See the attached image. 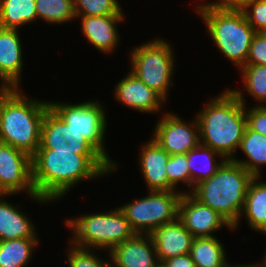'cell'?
Here are the masks:
<instances>
[{"label": "cell", "instance_id": "18", "mask_svg": "<svg viewBox=\"0 0 266 267\" xmlns=\"http://www.w3.org/2000/svg\"><path fill=\"white\" fill-rule=\"evenodd\" d=\"M150 236L161 263L172 257L189 254L194 239L178 218L156 228Z\"/></svg>", "mask_w": 266, "mask_h": 267}, {"label": "cell", "instance_id": "24", "mask_svg": "<svg viewBox=\"0 0 266 267\" xmlns=\"http://www.w3.org/2000/svg\"><path fill=\"white\" fill-rule=\"evenodd\" d=\"M223 245L215 236L194 238L189 254L195 267H225L228 260Z\"/></svg>", "mask_w": 266, "mask_h": 267}, {"label": "cell", "instance_id": "41", "mask_svg": "<svg viewBox=\"0 0 266 267\" xmlns=\"http://www.w3.org/2000/svg\"><path fill=\"white\" fill-rule=\"evenodd\" d=\"M251 267H258V266L256 265V263H254V264H251Z\"/></svg>", "mask_w": 266, "mask_h": 267}, {"label": "cell", "instance_id": "39", "mask_svg": "<svg viewBox=\"0 0 266 267\" xmlns=\"http://www.w3.org/2000/svg\"><path fill=\"white\" fill-rule=\"evenodd\" d=\"M225 267H251V264H241L232 266V264L228 263Z\"/></svg>", "mask_w": 266, "mask_h": 267}, {"label": "cell", "instance_id": "20", "mask_svg": "<svg viewBox=\"0 0 266 267\" xmlns=\"http://www.w3.org/2000/svg\"><path fill=\"white\" fill-rule=\"evenodd\" d=\"M11 195L17 194L0 193V241L37 238L34 222L32 224L29 216L21 212V206L6 201L5 197Z\"/></svg>", "mask_w": 266, "mask_h": 267}, {"label": "cell", "instance_id": "19", "mask_svg": "<svg viewBox=\"0 0 266 267\" xmlns=\"http://www.w3.org/2000/svg\"><path fill=\"white\" fill-rule=\"evenodd\" d=\"M139 152L140 172L148 191H168L166 166L170 155L153 138Z\"/></svg>", "mask_w": 266, "mask_h": 267}, {"label": "cell", "instance_id": "5", "mask_svg": "<svg viewBox=\"0 0 266 267\" xmlns=\"http://www.w3.org/2000/svg\"><path fill=\"white\" fill-rule=\"evenodd\" d=\"M194 8L206 24L207 32L219 52L238 70L245 66L256 31L248 24L241 9L219 8L200 2Z\"/></svg>", "mask_w": 266, "mask_h": 267}, {"label": "cell", "instance_id": "27", "mask_svg": "<svg viewBox=\"0 0 266 267\" xmlns=\"http://www.w3.org/2000/svg\"><path fill=\"white\" fill-rule=\"evenodd\" d=\"M38 19L47 24H65L76 19L74 0H35Z\"/></svg>", "mask_w": 266, "mask_h": 267}, {"label": "cell", "instance_id": "11", "mask_svg": "<svg viewBox=\"0 0 266 267\" xmlns=\"http://www.w3.org/2000/svg\"><path fill=\"white\" fill-rule=\"evenodd\" d=\"M152 138L169 154H187L199 143V126L194 116L192 122L184 121L176 113H161Z\"/></svg>", "mask_w": 266, "mask_h": 267}, {"label": "cell", "instance_id": "15", "mask_svg": "<svg viewBox=\"0 0 266 267\" xmlns=\"http://www.w3.org/2000/svg\"><path fill=\"white\" fill-rule=\"evenodd\" d=\"M108 257L112 267H155L159 263L150 234H136L115 246Z\"/></svg>", "mask_w": 266, "mask_h": 267}, {"label": "cell", "instance_id": "25", "mask_svg": "<svg viewBox=\"0 0 266 267\" xmlns=\"http://www.w3.org/2000/svg\"><path fill=\"white\" fill-rule=\"evenodd\" d=\"M37 19L35 0H0V27L19 29Z\"/></svg>", "mask_w": 266, "mask_h": 267}, {"label": "cell", "instance_id": "33", "mask_svg": "<svg viewBox=\"0 0 266 267\" xmlns=\"http://www.w3.org/2000/svg\"><path fill=\"white\" fill-rule=\"evenodd\" d=\"M245 65H266V32H256Z\"/></svg>", "mask_w": 266, "mask_h": 267}, {"label": "cell", "instance_id": "21", "mask_svg": "<svg viewBox=\"0 0 266 267\" xmlns=\"http://www.w3.org/2000/svg\"><path fill=\"white\" fill-rule=\"evenodd\" d=\"M219 159V163L218 158ZM217 158V159H216ZM227 159L210 147L199 143L194 149L187 153V162L191 177V189L213 176Z\"/></svg>", "mask_w": 266, "mask_h": 267}, {"label": "cell", "instance_id": "6", "mask_svg": "<svg viewBox=\"0 0 266 267\" xmlns=\"http://www.w3.org/2000/svg\"><path fill=\"white\" fill-rule=\"evenodd\" d=\"M64 221L72 230L70 243L83 249H104L109 253L115 246L136 235L119 207Z\"/></svg>", "mask_w": 266, "mask_h": 267}, {"label": "cell", "instance_id": "9", "mask_svg": "<svg viewBox=\"0 0 266 267\" xmlns=\"http://www.w3.org/2000/svg\"><path fill=\"white\" fill-rule=\"evenodd\" d=\"M49 106L67 125L81 133L116 168L114 170H117V162H114L109 157L104 146L107 131V114L106 109L98 100H89L77 104L49 101Z\"/></svg>", "mask_w": 266, "mask_h": 267}, {"label": "cell", "instance_id": "36", "mask_svg": "<svg viewBox=\"0 0 266 267\" xmlns=\"http://www.w3.org/2000/svg\"><path fill=\"white\" fill-rule=\"evenodd\" d=\"M254 0H215V2H208L212 6L219 8H234L241 9L246 3Z\"/></svg>", "mask_w": 266, "mask_h": 267}, {"label": "cell", "instance_id": "16", "mask_svg": "<svg viewBox=\"0 0 266 267\" xmlns=\"http://www.w3.org/2000/svg\"><path fill=\"white\" fill-rule=\"evenodd\" d=\"M19 29L0 27V83L20 88L23 46Z\"/></svg>", "mask_w": 266, "mask_h": 267}, {"label": "cell", "instance_id": "17", "mask_svg": "<svg viewBox=\"0 0 266 267\" xmlns=\"http://www.w3.org/2000/svg\"><path fill=\"white\" fill-rule=\"evenodd\" d=\"M78 18L81 19L85 38L99 52L109 54L120 45L117 26L124 21L125 15L76 16V19Z\"/></svg>", "mask_w": 266, "mask_h": 267}, {"label": "cell", "instance_id": "37", "mask_svg": "<svg viewBox=\"0 0 266 267\" xmlns=\"http://www.w3.org/2000/svg\"><path fill=\"white\" fill-rule=\"evenodd\" d=\"M0 85H1L0 86V109H1L3 102L5 101L7 96L15 89V87L7 83H1Z\"/></svg>", "mask_w": 266, "mask_h": 267}, {"label": "cell", "instance_id": "26", "mask_svg": "<svg viewBox=\"0 0 266 267\" xmlns=\"http://www.w3.org/2000/svg\"><path fill=\"white\" fill-rule=\"evenodd\" d=\"M39 242L38 238L0 241V267H26Z\"/></svg>", "mask_w": 266, "mask_h": 267}, {"label": "cell", "instance_id": "40", "mask_svg": "<svg viewBox=\"0 0 266 267\" xmlns=\"http://www.w3.org/2000/svg\"><path fill=\"white\" fill-rule=\"evenodd\" d=\"M155 267H165L163 263L159 262Z\"/></svg>", "mask_w": 266, "mask_h": 267}, {"label": "cell", "instance_id": "34", "mask_svg": "<svg viewBox=\"0 0 266 267\" xmlns=\"http://www.w3.org/2000/svg\"><path fill=\"white\" fill-rule=\"evenodd\" d=\"M247 126L266 137V106L254 105L245 107Z\"/></svg>", "mask_w": 266, "mask_h": 267}, {"label": "cell", "instance_id": "22", "mask_svg": "<svg viewBox=\"0 0 266 267\" xmlns=\"http://www.w3.org/2000/svg\"><path fill=\"white\" fill-rule=\"evenodd\" d=\"M260 178L254 177L248 186L241 217L245 215L250 228L266 235V181Z\"/></svg>", "mask_w": 266, "mask_h": 267}, {"label": "cell", "instance_id": "12", "mask_svg": "<svg viewBox=\"0 0 266 267\" xmlns=\"http://www.w3.org/2000/svg\"><path fill=\"white\" fill-rule=\"evenodd\" d=\"M38 149L74 152L76 154H100L81 133L67 125L51 108L41 126V141Z\"/></svg>", "mask_w": 266, "mask_h": 267}, {"label": "cell", "instance_id": "2", "mask_svg": "<svg viewBox=\"0 0 266 267\" xmlns=\"http://www.w3.org/2000/svg\"><path fill=\"white\" fill-rule=\"evenodd\" d=\"M242 89H225L196 113L199 140L204 146L232 159L247 126L246 100Z\"/></svg>", "mask_w": 266, "mask_h": 267}, {"label": "cell", "instance_id": "4", "mask_svg": "<svg viewBox=\"0 0 266 267\" xmlns=\"http://www.w3.org/2000/svg\"><path fill=\"white\" fill-rule=\"evenodd\" d=\"M254 176L240 164L227 159L209 179L198 183L191 194L216 210L236 229L244 208L248 186Z\"/></svg>", "mask_w": 266, "mask_h": 267}, {"label": "cell", "instance_id": "10", "mask_svg": "<svg viewBox=\"0 0 266 267\" xmlns=\"http://www.w3.org/2000/svg\"><path fill=\"white\" fill-rule=\"evenodd\" d=\"M21 191L35 202L51 203L36 195L32 180V157L0 142V193L19 194Z\"/></svg>", "mask_w": 266, "mask_h": 267}, {"label": "cell", "instance_id": "14", "mask_svg": "<svg viewBox=\"0 0 266 267\" xmlns=\"http://www.w3.org/2000/svg\"><path fill=\"white\" fill-rule=\"evenodd\" d=\"M114 97L122 105L142 113H158L166 100L147 87L132 72L120 80L114 89Z\"/></svg>", "mask_w": 266, "mask_h": 267}, {"label": "cell", "instance_id": "1", "mask_svg": "<svg viewBox=\"0 0 266 267\" xmlns=\"http://www.w3.org/2000/svg\"><path fill=\"white\" fill-rule=\"evenodd\" d=\"M115 168L101 154L38 149L32 156V180L36 195L59 201L75 185L110 175Z\"/></svg>", "mask_w": 266, "mask_h": 267}, {"label": "cell", "instance_id": "28", "mask_svg": "<svg viewBox=\"0 0 266 267\" xmlns=\"http://www.w3.org/2000/svg\"><path fill=\"white\" fill-rule=\"evenodd\" d=\"M239 71L247 94L260 102L257 105L266 106V65H245Z\"/></svg>", "mask_w": 266, "mask_h": 267}, {"label": "cell", "instance_id": "13", "mask_svg": "<svg viewBox=\"0 0 266 267\" xmlns=\"http://www.w3.org/2000/svg\"><path fill=\"white\" fill-rule=\"evenodd\" d=\"M178 219L194 238L214 236L213 233L223 229V226L233 231L232 225L216 210L201 203L187 192L180 198Z\"/></svg>", "mask_w": 266, "mask_h": 267}, {"label": "cell", "instance_id": "23", "mask_svg": "<svg viewBox=\"0 0 266 267\" xmlns=\"http://www.w3.org/2000/svg\"><path fill=\"white\" fill-rule=\"evenodd\" d=\"M238 149L248 158L238 159L234 156L231 160L240 164L254 177H261V166H266V137L246 126L244 136Z\"/></svg>", "mask_w": 266, "mask_h": 267}, {"label": "cell", "instance_id": "8", "mask_svg": "<svg viewBox=\"0 0 266 267\" xmlns=\"http://www.w3.org/2000/svg\"><path fill=\"white\" fill-rule=\"evenodd\" d=\"M148 195L121 205L119 209L136 234H151L178 218L179 201L186 191H148Z\"/></svg>", "mask_w": 266, "mask_h": 267}, {"label": "cell", "instance_id": "38", "mask_svg": "<svg viewBox=\"0 0 266 267\" xmlns=\"http://www.w3.org/2000/svg\"><path fill=\"white\" fill-rule=\"evenodd\" d=\"M265 253H266V251H265ZM262 262V263H261ZM260 263L259 262H257V266L258 267H266V254H265V256L263 257V259H262V261H261Z\"/></svg>", "mask_w": 266, "mask_h": 267}, {"label": "cell", "instance_id": "29", "mask_svg": "<svg viewBox=\"0 0 266 267\" xmlns=\"http://www.w3.org/2000/svg\"><path fill=\"white\" fill-rule=\"evenodd\" d=\"M118 0H74L76 16L124 15Z\"/></svg>", "mask_w": 266, "mask_h": 267}, {"label": "cell", "instance_id": "7", "mask_svg": "<svg viewBox=\"0 0 266 267\" xmlns=\"http://www.w3.org/2000/svg\"><path fill=\"white\" fill-rule=\"evenodd\" d=\"M166 39H152L147 43L132 48L130 64L132 72L147 87L155 90L165 100L168 99L169 88L173 86L175 51Z\"/></svg>", "mask_w": 266, "mask_h": 267}, {"label": "cell", "instance_id": "30", "mask_svg": "<svg viewBox=\"0 0 266 267\" xmlns=\"http://www.w3.org/2000/svg\"><path fill=\"white\" fill-rule=\"evenodd\" d=\"M168 191H177L179 183L186 184L190 193L191 177L187 162V154L170 155L166 166Z\"/></svg>", "mask_w": 266, "mask_h": 267}, {"label": "cell", "instance_id": "3", "mask_svg": "<svg viewBox=\"0 0 266 267\" xmlns=\"http://www.w3.org/2000/svg\"><path fill=\"white\" fill-rule=\"evenodd\" d=\"M15 88L5 99L0 109V142L9 144L31 157L40 146L41 126L47 101L30 99Z\"/></svg>", "mask_w": 266, "mask_h": 267}, {"label": "cell", "instance_id": "35", "mask_svg": "<svg viewBox=\"0 0 266 267\" xmlns=\"http://www.w3.org/2000/svg\"><path fill=\"white\" fill-rule=\"evenodd\" d=\"M162 263L165 267H195L190 254L172 257Z\"/></svg>", "mask_w": 266, "mask_h": 267}, {"label": "cell", "instance_id": "31", "mask_svg": "<svg viewBox=\"0 0 266 267\" xmlns=\"http://www.w3.org/2000/svg\"><path fill=\"white\" fill-rule=\"evenodd\" d=\"M66 252L69 267H112L111 259H101L93 249L79 248L70 243Z\"/></svg>", "mask_w": 266, "mask_h": 267}, {"label": "cell", "instance_id": "32", "mask_svg": "<svg viewBox=\"0 0 266 267\" xmlns=\"http://www.w3.org/2000/svg\"><path fill=\"white\" fill-rule=\"evenodd\" d=\"M241 10L256 32H266V0L250 1Z\"/></svg>", "mask_w": 266, "mask_h": 267}]
</instances>
